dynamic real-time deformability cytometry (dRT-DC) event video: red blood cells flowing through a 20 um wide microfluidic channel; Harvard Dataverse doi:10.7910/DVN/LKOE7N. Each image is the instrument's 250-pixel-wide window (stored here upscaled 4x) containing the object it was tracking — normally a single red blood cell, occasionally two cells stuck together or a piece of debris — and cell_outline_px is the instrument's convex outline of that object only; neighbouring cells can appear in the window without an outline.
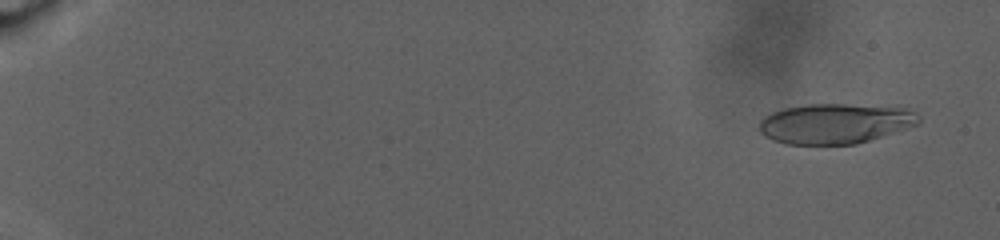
{"species": "human", "species_latin": "Homo sapiens", "temperature_condition": "warm", "stored_images_in_passage": 93, "camera_frame_rate_fps": 3000, "um_per_image_px": 0.085, "donor": {"sex": "male"}, "frame": {"image": 1, "passage_image": 6, "time_ms": 1.667, "image_size_px": [1000, 240], "cell_outline_px": [[920, 120], [916, 124], [856, 144], [784, 144], [772, 140], [764, 136], [760, 132], [760, 120], [764, 116], [772, 112], [784, 108], [808, 104], [844, 104], [900, 108], [912, 112], [920, 116]], "centroid_in_image_um": [70.88, 10.5], "position_along_channel_um": 14.1, "area_um2": 36.7}}
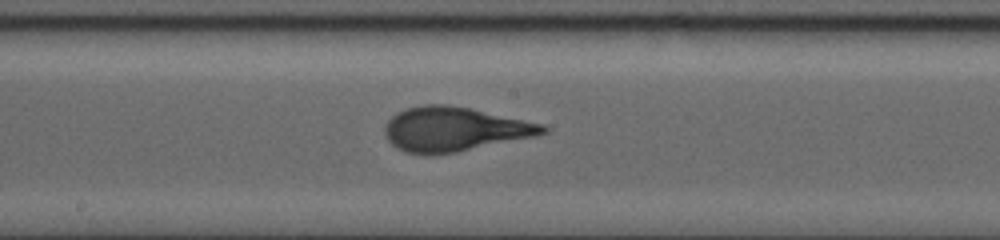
{"frame": {"image": 2, "passage_image": 56, "time_ms": 18.333, "image_size_px": [1000, 240], "cell_outline_px": [[548, 132], [536, 136], [456, 152], [432, 156], [428, 156], [404, 152], [396, 148], [384, 136], [384, 128], [388, 120], [396, 112], [408, 108], [424, 104], [444, 104], [468, 108], [544, 124], [548, 128]], "centroid_in_image_um": [38.58, 11.0], "position_along_channel_um": 209.6, "area_um2": 40.92}}
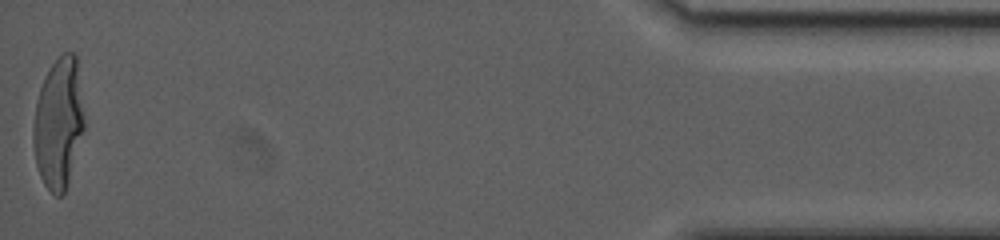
{"frame": {"image": 3, "passage_image": 93, "time_ms": 30.667, "image_size_px": [1000, 240], "cell_outline_px": [[84, 128], [68, 180], [64, 192], [60, 196], [56, 196], [44, 184], [40, 176], [36, 164], [32, 140], [32, 128], [36, 104], [40, 88], [44, 76], [52, 64], [64, 52], [72, 52], [76, 56], [84, 120]], "centroid_in_image_um": [4.95, 10.46], "position_along_channel_um": 430.3, "area_um2": 38.21}, "authors_computed_cell_mechanics": {"area_um2": 38.8994, "velocity_mm_per_s": 2.3696, "shape_relaxation_time_tau1_ms": 9.6535, "shape_relaxation_time_tau2_ms": null, "deformation_change_tau1": 0.2964, "deformation_change_tau2": null}}